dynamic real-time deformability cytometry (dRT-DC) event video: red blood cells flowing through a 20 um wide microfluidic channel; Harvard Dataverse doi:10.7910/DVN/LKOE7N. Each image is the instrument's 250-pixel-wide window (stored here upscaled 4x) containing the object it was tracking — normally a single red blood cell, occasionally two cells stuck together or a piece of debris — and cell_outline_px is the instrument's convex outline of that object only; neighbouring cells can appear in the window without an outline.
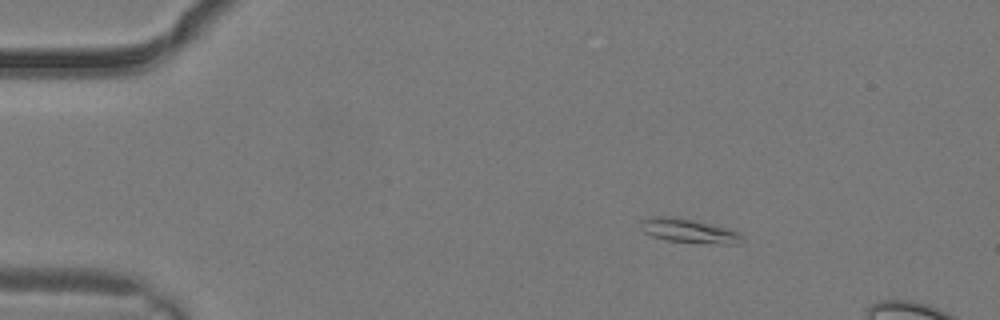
{"species": "common noctule bat (a hibernating species)", "species_latin": "Nyctalus noctula", "temperature_condition": "warm", "stored_images_in_passage": 2, "camera_frame_rate_fps": 3000, "um_per_image_px": 0.085, "animal": {"sex": "male", "body_mass_g": 19.2, "forearm_length_mm": 51.8}, "frame": {"image": 1, "passage_image": 1, "time_ms": 0.0, "image_size_px": [1000, 320], "cell_outline_px": [[744, 240], [740, 244], [728, 244], [668, 240], [652, 236], [644, 232], [640, 228], [640, 220], [660, 216], [668, 216], [692, 220], [740, 232]], "centroid_in_image_um": [58.55, 19.63], "position_along_channel_um": 26.5, "area_um2": 13.76}}